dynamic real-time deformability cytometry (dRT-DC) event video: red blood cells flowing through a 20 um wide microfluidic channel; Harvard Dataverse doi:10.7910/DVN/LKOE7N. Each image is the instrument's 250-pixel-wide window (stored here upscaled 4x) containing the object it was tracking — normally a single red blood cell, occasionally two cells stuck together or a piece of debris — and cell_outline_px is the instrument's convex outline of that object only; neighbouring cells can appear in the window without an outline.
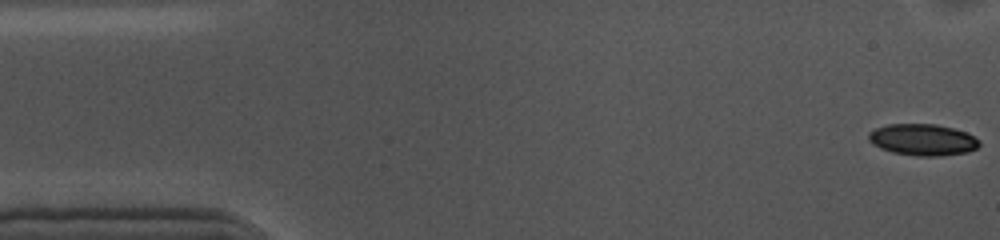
{"species": "common noctule bat (a hibernating species)", "species_latin": "Nyctalus noctula", "temperature_condition": "cold", "stored_images_in_passage": 14, "camera_frame_rate_fps": 3000, "um_per_image_px": 0.085, "animal": {"sex": "female", "body_mass_g": 10.0, "forearm_length_mm": 53.1}, "frame": {"image": 1, "passage_image": 1, "time_ms": 0.0, "image_size_px": [1000, 240], "cell_outline_px": [[980, 144], [976, 148], [968, 152], [940, 156], [916, 156], [892, 152], [880, 148], [872, 144], [868, 140], [868, 132], [876, 128], [888, 124], [936, 124], [968, 132], [980, 140]], "centroid_in_image_um": [78.43, 11.88], "position_along_channel_um": 6.6, "area_um2": 20.52}}